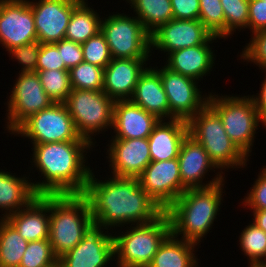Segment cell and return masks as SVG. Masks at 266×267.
I'll use <instances>...</instances> for the list:
<instances>
[{
	"mask_svg": "<svg viewBox=\"0 0 266 267\" xmlns=\"http://www.w3.org/2000/svg\"><path fill=\"white\" fill-rule=\"evenodd\" d=\"M49 267H61L59 261H57L55 264L49 266Z\"/></svg>",
	"mask_w": 266,
	"mask_h": 267,
	"instance_id": "cell-48",
	"label": "cell"
},
{
	"mask_svg": "<svg viewBox=\"0 0 266 267\" xmlns=\"http://www.w3.org/2000/svg\"><path fill=\"white\" fill-rule=\"evenodd\" d=\"M188 134V123L185 120H159L148 137L151 161L178 158L182 142Z\"/></svg>",
	"mask_w": 266,
	"mask_h": 267,
	"instance_id": "cell-23",
	"label": "cell"
},
{
	"mask_svg": "<svg viewBox=\"0 0 266 267\" xmlns=\"http://www.w3.org/2000/svg\"><path fill=\"white\" fill-rule=\"evenodd\" d=\"M261 91L258 94V97H254L255 95L250 96L253 100L254 106L257 109L259 120L261 123H264V127H266V78L261 85Z\"/></svg>",
	"mask_w": 266,
	"mask_h": 267,
	"instance_id": "cell-45",
	"label": "cell"
},
{
	"mask_svg": "<svg viewBox=\"0 0 266 267\" xmlns=\"http://www.w3.org/2000/svg\"><path fill=\"white\" fill-rule=\"evenodd\" d=\"M225 15V38L235 29L248 28L249 0H220Z\"/></svg>",
	"mask_w": 266,
	"mask_h": 267,
	"instance_id": "cell-36",
	"label": "cell"
},
{
	"mask_svg": "<svg viewBox=\"0 0 266 267\" xmlns=\"http://www.w3.org/2000/svg\"><path fill=\"white\" fill-rule=\"evenodd\" d=\"M130 100L148 113L155 115L159 120H163L165 117H170V120L175 119L169 111L168 98L161 82L160 69L145 68L139 76Z\"/></svg>",
	"mask_w": 266,
	"mask_h": 267,
	"instance_id": "cell-24",
	"label": "cell"
},
{
	"mask_svg": "<svg viewBox=\"0 0 266 267\" xmlns=\"http://www.w3.org/2000/svg\"><path fill=\"white\" fill-rule=\"evenodd\" d=\"M88 140L49 142L33 145V162L44 181L32 183L38 195L84 194L91 170L85 166Z\"/></svg>",
	"mask_w": 266,
	"mask_h": 267,
	"instance_id": "cell-2",
	"label": "cell"
},
{
	"mask_svg": "<svg viewBox=\"0 0 266 267\" xmlns=\"http://www.w3.org/2000/svg\"><path fill=\"white\" fill-rule=\"evenodd\" d=\"M199 1V20L213 35L225 38V15L220 0Z\"/></svg>",
	"mask_w": 266,
	"mask_h": 267,
	"instance_id": "cell-34",
	"label": "cell"
},
{
	"mask_svg": "<svg viewBox=\"0 0 266 267\" xmlns=\"http://www.w3.org/2000/svg\"><path fill=\"white\" fill-rule=\"evenodd\" d=\"M40 46L41 43L37 41L9 50V53L23 66L21 73L36 72Z\"/></svg>",
	"mask_w": 266,
	"mask_h": 267,
	"instance_id": "cell-38",
	"label": "cell"
},
{
	"mask_svg": "<svg viewBox=\"0 0 266 267\" xmlns=\"http://www.w3.org/2000/svg\"><path fill=\"white\" fill-rule=\"evenodd\" d=\"M248 13L252 33L266 30V0H249Z\"/></svg>",
	"mask_w": 266,
	"mask_h": 267,
	"instance_id": "cell-43",
	"label": "cell"
},
{
	"mask_svg": "<svg viewBox=\"0 0 266 267\" xmlns=\"http://www.w3.org/2000/svg\"><path fill=\"white\" fill-rule=\"evenodd\" d=\"M208 105L219 115L229 138L248 158L259 115L251 97L218 96L210 93ZM220 97V98H219Z\"/></svg>",
	"mask_w": 266,
	"mask_h": 267,
	"instance_id": "cell-7",
	"label": "cell"
},
{
	"mask_svg": "<svg viewBox=\"0 0 266 267\" xmlns=\"http://www.w3.org/2000/svg\"><path fill=\"white\" fill-rule=\"evenodd\" d=\"M82 0H39L30 2L37 33L41 44L56 43L65 39L73 9Z\"/></svg>",
	"mask_w": 266,
	"mask_h": 267,
	"instance_id": "cell-16",
	"label": "cell"
},
{
	"mask_svg": "<svg viewBox=\"0 0 266 267\" xmlns=\"http://www.w3.org/2000/svg\"><path fill=\"white\" fill-rule=\"evenodd\" d=\"M223 181L210 187L188 189L165 211L171 233L185 241L198 244L213 226L222 200ZM179 234V235H178Z\"/></svg>",
	"mask_w": 266,
	"mask_h": 267,
	"instance_id": "cell-3",
	"label": "cell"
},
{
	"mask_svg": "<svg viewBox=\"0 0 266 267\" xmlns=\"http://www.w3.org/2000/svg\"><path fill=\"white\" fill-rule=\"evenodd\" d=\"M38 194L34 191L32 182L12 173L0 171V208L5 209L3 218L28 206Z\"/></svg>",
	"mask_w": 266,
	"mask_h": 267,
	"instance_id": "cell-26",
	"label": "cell"
},
{
	"mask_svg": "<svg viewBox=\"0 0 266 267\" xmlns=\"http://www.w3.org/2000/svg\"><path fill=\"white\" fill-rule=\"evenodd\" d=\"M250 267H266V264H252Z\"/></svg>",
	"mask_w": 266,
	"mask_h": 267,
	"instance_id": "cell-47",
	"label": "cell"
},
{
	"mask_svg": "<svg viewBox=\"0 0 266 267\" xmlns=\"http://www.w3.org/2000/svg\"><path fill=\"white\" fill-rule=\"evenodd\" d=\"M171 233L169 216L164 211L150 223L136 224L114 239L118 267H149L165 238Z\"/></svg>",
	"mask_w": 266,
	"mask_h": 267,
	"instance_id": "cell-6",
	"label": "cell"
},
{
	"mask_svg": "<svg viewBox=\"0 0 266 267\" xmlns=\"http://www.w3.org/2000/svg\"><path fill=\"white\" fill-rule=\"evenodd\" d=\"M115 101L103 90L72 89L65 105L77 133L93 144L90 135L113 126Z\"/></svg>",
	"mask_w": 266,
	"mask_h": 267,
	"instance_id": "cell-8",
	"label": "cell"
},
{
	"mask_svg": "<svg viewBox=\"0 0 266 267\" xmlns=\"http://www.w3.org/2000/svg\"><path fill=\"white\" fill-rule=\"evenodd\" d=\"M187 123L189 135L203 146L218 169L247 166L246 156L229 138L221 118L208 104Z\"/></svg>",
	"mask_w": 266,
	"mask_h": 267,
	"instance_id": "cell-5",
	"label": "cell"
},
{
	"mask_svg": "<svg viewBox=\"0 0 266 267\" xmlns=\"http://www.w3.org/2000/svg\"><path fill=\"white\" fill-rule=\"evenodd\" d=\"M53 44L61 52L62 60L68 70L84 61L81 43L63 39Z\"/></svg>",
	"mask_w": 266,
	"mask_h": 267,
	"instance_id": "cell-42",
	"label": "cell"
},
{
	"mask_svg": "<svg viewBox=\"0 0 266 267\" xmlns=\"http://www.w3.org/2000/svg\"><path fill=\"white\" fill-rule=\"evenodd\" d=\"M147 59L112 58L104 68L103 91L114 101L130 100ZM130 96V97H129Z\"/></svg>",
	"mask_w": 266,
	"mask_h": 267,
	"instance_id": "cell-20",
	"label": "cell"
},
{
	"mask_svg": "<svg viewBox=\"0 0 266 267\" xmlns=\"http://www.w3.org/2000/svg\"><path fill=\"white\" fill-rule=\"evenodd\" d=\"M83 195L88 199L94 222L105 229L150 223L164 212L142 189L138 178L113 176L106 182L97 181L91 170Z\"/></svg>",
	"mask_w": 266,
	"mask_h": 267,
	"instance_id": "cell-1",
	"label": "cell"
},
{
	"mask_svg": "<svg viewBox=\"0 0 266 267\" xmlns=\"http://www.w3.org/2000/svg\"><path fill=\"white\" fill-rule=\"evenodd\" d=\"M252 41L244 48L241 57L266 70V30L253 33Z\"/></svg>",
	"mask_w": 266,
	"mask_h": 267,
	"instance_id": "cell-39",
	"label": "cell"
},
{
	"mask_svg": "<svg viewBox=\"0 0 266 267\" xmlns=\"http://www.w3.org/2000/svg\"><path fill=\"white\" fill-rule=\"evenodd\" d=\"M170 233L159 246L149 267H197L194 256L196 244L185 241Z\"/></svg>",
	"mask_w": 266,
	"mask_h": 267,
	"instance_id": "cell-27",
	"label": "cell"
},
{
	"mask_svg": "<svg viewBox=\"0 0 266 267\" xmlns=\"http://www.w3.org/2000/svg\"><path fill=\"white\" fill-rule=\"evenodd\" d=\"M254 223L266 233V210H253Z\"/></svg>",
	"mask_w": 266,
	"mask_h": 267,
	"instance_id": "cell-46",
	"label": "cell"
},
{
	"mask_svg": "<svg viewBox=\"0 0 266 267\" xmlns=\"http://www.w3.org/2000/svg\"><path fill=\"white\" fill-rule=\"evenodd\" d=\"M57 261L50 241L39 240L28 243L19 267H49Z\"/></svg>",
	"mask_w": 266,
	"mask_h": 267,
	"instance_id": "cell-35",
	"label": "cell"
},
{
	"mask_svg": "<svg viewBox=\"0 0 266 267\" xmlns=\"http://www.w3.org/2000/svg\"><path fill=\"white\" fill-rule=\"evenodd\" d=\"M85 62L105 68L111 62L108 44L101 31L81 44Z\"/></svg>",
	"mask_w": 266,
	"mask_h": 267,
	"instance_id": "cell-37",
	"label": "cell"
},
{
	"mask_svg": "<svg viewBox=\"0 0 266 267\" xmlns=\"http://www.w3.org/2000/svg\"><path fill=\"white\" fill-rule=\"evenodd\" d=\"M37 42L29 0H0V43L7 49Z\"/></svg>",
	"mask_w": 266,
	"mask_h": 267,
	"instance_id": "cell-14",
	"label": "cell"
},
{
	"mask_svg": "<svg viewBox=\"0 0 266 267\" xmlns=\"http://www.w3.org/2000/svg\"><path fill=\"white\" fill-rule=\"evenodd\" d=\"M28 137L32 144L87 140L75 128L65 103H53L49 108L32 114L13 134Z\"/></svg>",
	"mask_w": 266,
	"mask_h": 267,
	"instance_id": "cell-10",
	"label": "cell"
},
{
	"mask_svg": "<svg viewBox=\"0 0 266 267\" xmlns=\"http://www.w3.org/2000/svg\"><path fill=\"white\" fill-rule=\"evenodd\" d=\"M72 89L103 90L104 68L82 61L69 70Z\"/></svg>",
	"mask_w": 266,
	"mask_h": 267,
	"instance_id": "cell-32",
	"label": "cell"
},
{
	"mask_svg": "<svg viewBox=\"0 0 266 267\" xmlns=\"http://www.w3.org/2000/svg\"><path fill=\"white\" fill-rule=\"evenodd\" d=\"M160 77L170 114L175 119L188 122L208 104V97H202L195 79L173 72L166 66L160 68Z\"/></svg>",
	"mask_w": 266,
	"mask_h": 267,
	"instance_id": "cell-15",
	"label": "cell"
},
{
	"mask_svg": "<svg viewBox=\"0 0 266 267\" xmlns=\"http://www.w3.org/2000/svg\"><path fill=\"white\" fill-rule=\"evenodd\" d=\"M68 70L61 57V52L53 44H41L36 71Z\"/></svg>",
	"mask_w": 266,
	"mask_h": 267,
	"instance_id": "cell-40",
	"label": "cell"
},
{
	"mask_svg": "<svg viewBox=\"0 0 266 267\" xmlns=\"http://www.w3.org/2000/svg\"><path fill=\"white\" fill-rule=\"evenodd\" d=\"M28 241L6 219L0 220V267H19Z\"/></svg>",
	"mask_w": 266,
	"mask_h": 267,
	"instance_id": "cell-30",
	"label": "cell"
},
{
	"mask_svg": "<svg viewBox=\"0 0 266 267\" xmlns=\"http://www.w3.org/2000/svg\"><path fill=\"white\" fill-rule=\"evenodd\" d=\"M138 179L142 189L164 211L182 194L178 158L151 161Z\"/></svg>",
	"mask_w": 266,
	"mask_h": 267,
	"instance_id": "cell-13",
	"label": "cell"
},
{
	"mask_svg": "<svg viewBox=\"0 0 266 267\" xmlns=\"http://www.w3.org/2000/svg\"><path fill=\"white\" fill-rule=\"evenodd\" d=\"M86 3L82 0L73 9L65 39L82 44L101 31V18Z\"/></svg>",
	"mask_w": 266,
	"mask_h": 267,
	"instance_id": "cell-28",
	"label": "cell"
},
{
	"mask_svg": "<svg viewBox=\"0 0 266 267\" xmlns=\"http://www.w3.org/2000/svg\"><path fill=\"white\" fill-rule=\"evenodd\" d=\"M240 236V247L250 258V265L265 264L266 233L253 222L245 227ZM263 258L265 259L263 260Z\"/></svg>",
	"mask_w": 266,
	"mask_h": 267,
	"instance_id": "cell-33",
	"label": "cell"
},
{
	"mask_svg": "<svg viewBox=\"0 0 266 267\" xmlns=\"http://www.w3.org/2000/svg\"><path fill=\"white\" fill-rule=\"evenodd\" d=\"M49 238L59 258L75 248L94 221L88 199L83 194L49 195Z\"/></svg>",
	"mask_w": 266,
	"mask_h": 267,
	"instance_id": "cell-4",
	"label": "cell"
},
{
	"mask_svg": "<svg viewBox=\"0 0 266 267\" xmlns=\"http://www.w3.org/2000/svg\"><path fill=\"white\" fill-rule=\"evenodd\" d=\"M112 140L107 158L110 159L113 176L138 178L151 162L148 138Z\"/></svg>",
	"mask_w": 266,
	"mask_h": 267,
	"instance_id": "cell-18",
	"label": "cell"
},
{
	"mask_svg": "<svg viewBox=\"0 0 266 267\" xmlns=\"http://www.w3.org/2000/svg\"><path fill=\"white\" fill-rule=\"evenodd\" d=\"M48 97L54 103H65L72 91L69 70L36 71Z\"/></svg>",
	"mask_w": 266,
	"mask_h": 267,
	"instance_id": "cell-31",
	"label": "cell"
},
{
	"mask_svg": "<svg viewBox=\"0 0 266 267\" xmlns=\"http://www.w3.org/2000/svg\"><path fill=\"white\" fill-rule=\"evenodd\" d=\"M137 14V19L151 34L159 26L174 18L171 0H126Z\"/></svg>",
	"mask_w": 266,
	"mask_h": 267,
	"instance_id": "cell-29",
	"label": "cell"
},
{
	"mask_svg": "<svg viewBox=\"0 0 266 267\" xmlns=\"http://www.w3.org/2000/svg\"><path fill=\"white\" fill-rule=\"evenodd\" d=\"M159 119L133 103L131 100H119L114 103L113 138H148Z\"/></svg>",
	"mask_w": 266,
	"mask_h": 267,
	"instance_id": "cell-21",
	"label": "cell"
},
{
	"mask_svg": "<svg viewBox=\"0 0 266 267\" xmlns=\"http://www.w3.org/2000/svg\"><path fill=\"white\" fill-rule=\"evenodd\" d=\"M178 161L182 181V194L188 189L210 187L224 179L221 172H218L219 175L217 174L216 178L214 177L206 185L202 184L205 174L209 171L208 169H217V167L209 159L208 153L203 146L189 134L182 142Z\"/></svg>",
	"mask_w": 266,
	"mask_h": 267,
	"instance_id": "cell-19",
	"label": "cell"
},
{
	"mask_svg": "<svg viewBox=\"0 0 266 267\" xmlns=\"http://www.w3.org/2000/svg\"><path fill=\"white\" fill-rule=\"evenodd\" d=\"M258 177L243 202L251 210H266V168H263Z\"/></svg>",
	"mask_w": 266,
	"mask_h": 267,
	"instance_id": "cell-41",
	"label": "cell"
},
{
	"mask_svg": "<svg viewBox=\"0 0 266 267\" xmlns=\"http://www.w3.org/2000/svg\"><path fill=\"white\" fill-rule=\"evenodd\" d=\"M217 38L212 35L204 44L171 52L166 67L196 81L203 78L211 70L215 59L209 44Z\"/></svg>",
	"mask_w": 266,
	"mask_h": 267,
	"instance_id": "cell-25",
	"label": "cell"
},
{
	"mask_svg": "<svg viewBox=\"0 0 266 267\" xmlns=\"http://www.w3.org/2000/svg\"><path fill=\"white\" fill-rule=\"evenodd\" d=\"M103 228L93 221L84 231L81 242L58 258L61 267H106L115 257L114 236L103 233Z\"/></svg>",
	"mask_w": 266,
	"mask_h": 267,
	"instance_id": "cell-12",
	"label": "cell"
},
{
	"mask_svg": "<svg viewBox=\"0 0 266 267\" xmlns=\"http://www.w3.org/2000/svg\"><path fill=\"white\" fill-rule=\"evenodd\" d=\"M174 19L196 20L199 19V0H171Z\"/></svg>",
	"mask_w": 266,
	"mask_h": 267,
	"instance_id": "cell-44",
	"label": "cell"
},
{
	"mask_svg": "<svg viewBox=\"0 0 266 267\" xmlns=\"http://www.w3.org/2000/svg\"><path fill=\"white\" fill-rule=\"evenodd\" d=\"M49 195H38L26 208L5 218L28 242L49 238Z\"/></svg>",
	"mask_w": 266,
	"mask_h": 267,
	"instance_id": "cell-22",
	"label": "cell"
},
{
	"mask_svg": "<svg viewBox=\"0 0 266 267\" xmlns=\"http://www.w3.org/2000/svg\"><path fill=\"white\" fill-rule=\"evenodd\" d=\"M9 98L7 128L12 133L32 114L54 103L44 91L37 72L20 73Z\"/></svg>",
	"mask_w": 266,
	"mask_h": 267,
	"instance_id": "cell-11",
	"label": "cell"
},
{
	"mask_svg": "<svg viewBox=\"0 0 266 267\" xmlns=\"http://www.w3.org/2000/svg\"><path fill=\"white\" fill-rule=\"evenodd\" d=\"M213 34L199 20L172 19L150 34L151 46L171 52L204 44Z\"/></svg>",
	"mask_w": 266,
	"mask_h": 267,
	"instance_id": "cell-17",
	"label": "cell"
},
{
	"mask_svg": "<svg viewBox=\"0 0 266 267\" xmlns=\"http://www.w3.org/2000/svg\"><path fill=\"white\" fill-rule=\"evenodd\" d=\"M104 20L101 21V33L111 58L148 59L151 53L150 33L137 17L118 13Z\"/></svg>",
	"mask_w": 266,
	"mask_h": 267,
	"instance_id": "cell-9",
	"label": "cell"
}]
</instances>
